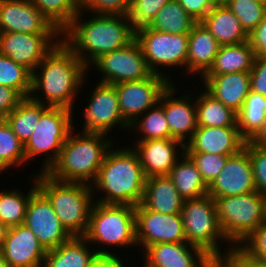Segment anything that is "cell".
I'll return each mask as SVG.
<instances>
[{
  "instance_id": "obj_1",
  "label": "cell",
  "mask_w": 266,
  "mask_h": 267,
  "mask_svg": "<svg viewBox=\"0 0 266 267\" xmlns=\"http://www.w3.org/2000/svg\"><path fill=\"white\" fill-rule=\"evenodd\" d=\"M88 73L84 63L60 40L32 72L29 98L75 111L74 102L89 79Z\"/></svg>"
},
{
  "instance_id": "obj_2",
  "label": "cell",
  "mask_w": 266,
  "mask_h": 267,
  "mask_svg": "<svg viewBox=\"0 0 266 267\" xmlns=\"http://www.w3.org/2000/svg\"><path fill=\"white\" fill-rule=\"evenodd\" d=\"M84 11L61 33V40L91 70L90 65L101 55L127 46L135 39L128 16L88 14ZM85 18V19H84Z\"/></svg>"
},
{
  "instance_id": "obj_3",
  "label": "cell",
  "mask_w": 266,
  "mask_h": 267,
  "mask_svg": "<svg viewBox=\"0 0 266 267\" xmlns=\"http://www.w3.org/2000/svg\"><path fill=\"white\" fill-rule=\"evenodd\" d=\"M129 146L120 148L113 144L106 153L97 178L91 184L94 198H97L95 197L97 192L105 195L95 199V202L131 206L141 203L146 176L138 155L131 144Z\"/></svg>"
},
{
  "instance_id": "obj_4",
  "label": "cell",
  "mask_w": 266,
  "mask_h": 267,
  "mask_svg": "<svg viewBox=\"0 0 266 267\" xmlns=\"http://www.w3.org/2000/svg\"><path fill=\"white\" fill-rule=\"evenodd\" d=\"M71 131L56 163L47 172L58 181L91 185L97 178L108 150L116 142L111 134ZM112 138V139H111Z\"/></svg>"
},
{
  "instance_id": "obj_5",
  "label": "cell",
  "mask_w": 266,
  "mask_h": 267,
  "mask_svg": "<svg viewBox=\"0 0 266 267\" xmlns=\"http://www.w3.org/2000/svg\"><path fill=\"white\" fill-rule=\"evenodd\" d=\"M37 188L48 198L60 223L72 236H83L88 228L90 213L95 203L91 185L64 182L47 173H36Z\"/></svg>"
},
{
  "instance_id": "obj_6",
  "label": "cell",
  "mask_w": 266,
  "mask_h": 267,
  "mask_svg": "<svg viewBox=\"0 0 266 267\" xmlns=\"http://www.w3.org/2000/svg\"><path fill=\"white\" fill-rule=\"evenodd\" d=\"M83 237L90 245L94 244L97 254L117 255L110 250L115 246L116 249L137 247L135 206L95 202Z\"/></svg>"
},
{
  "instance_id": "obj_7",
  "label": "cell",
  "mask_w": 266,
  "mask_h": 267,
  "mask_svg": "<svg viewBox=\"0 0 266 267\" xmlns=\"http://www.w3.org/2000/svg\"><path fill=\"white\" fill-rule=\"evenodd\" d=\"M214 201L222 233L232 246L239 245L266 222V197L257 191Z\"/></svg>"
},
{
  "instance_id": "obj_8",
  "label": "cell",
  "mask_w": 266,
  "mask_h": 267,
  "mask_svg": "<svg viewBox=\"0 0 266 267\" xmlns=\"http://www.w3.org/2000/svg\"><path fill=\"white\" fill-rule=\"evenodd\" d=\"M180 215L187 243L202 249L215 262L232 246L222 233L215 201L210 195L185 199ZM220 243L229 246L222 250Z\"/></svg>"
},
{
  "instance_id": "obj_9",
  "label": "cell",
  "mask_w": 266,
  "mask_h": 267,
  "mask_svg": "<svg viewBox=\"0 0 266 267\" xmlns=\"http://www.w3.org/2000/svg\"><path fill=\"white\" fill-rule=\"evenodd\" d=\"M72 110L63 107H48L39 118L29 140L24 144L26 163L36 157H43L39 173H47L56 163L61 149L75 126Z\"/></svg>"
},
{
  "instance_id": "obj_10",
  "label": "cell",
  "mask_w": 266,
  "mask_h": 267,
  "mask_svg": "<svg viewBox=\"0 0 266 267\" xmlns=\"http://www.w3.org/2000/svg\"><path fill=\"white\" fill-rule=\"evenodd\" d=\"M135 40L139 44L152 74L164 77L170 83H175L171 74L169 77L166 71L172 67L175 68L174 70L177 68L178 71V67H180V69L184 68L186 72L189 34H170L150 29L147 26L135 31Z\"/></svg>"
},
{
  "instance_id": "obj_11",
  "label": "cell",
  "mask_w": 266,
  "mask_h": 267,
  "mask_svg": "<svg viewBox=\"0 0 266 267\" xmlns=\"http://www.w3.org/2000/svg\"><path fill=\"white\" fill-rule=\"evenodd\" d=\"M90 67L102 74L100 83L112 85L143 80L152 74L135 39L125 47L101 55Z\"/></svg>"
},
{
  "instance_id": "obj_12",
  "label": "cell",
  "mask_w": 266,
  "mask_h": 267,
  "mask_svg": "<svg viewBox=\"0 0 266 267\" xmlns=\"http://www.w3.org/2000/svg\"><path fill=\"white\" fill-rule=\"evenodd\" d=\"M96 85L94 90H91V95H87L90 97L86 110H83L84 123L80 131L109 135L114 132V128L119 127L118 129L128 132L130 126L124 121L120 112L115 86L100 82Z\"/></svg>"
},
{
  "instance_id": "obj_13",
  "label": "cell",
  "mask_w": 266,
  "mask_h": 267,
  "mask_svg": "<svg viewBox=\"0 0 266 267\" xmlns=\"http://www.w3.org/2000/svg\"><path fill=\"white\" fill-rule=\"evenodd\" d=\"M135 226L141 252L158 243H187L180 214H163L139 204L135 206Z\"/></svg>"
},
{
  "instance_id": "obj_14",
  "label": "cell",
  "mask_w": 266,
  "mask_h": 267,
  "mask_svg": "<svg viewBox=\"0 0 266 267\" xmlns=\"http://www.w3.org/2000/svg\"><path fill=\"white\" fill-rule=\"evenodd\" d=\"M170 82L156 74L139 81L115 84L119 108L124 121L130 126L141 115L154 107Z\"/></svg>"
},
{
  "instance_id": "obj_15",
  "label": "cell",
  "mask_w": 266,
  "mask_h": 267,
  "mask_svg": "<svg viewBox=\"0 0 266 267\" xmlns=\"http://www.w3.org/2000/svg\"><path fill=\"white\" fill-rule=\"evenodd\" d=\"M24 224L46 251L57 248L72 237L60 223L48 198L39 189L30 196Z\"/></svg>"
},
{
  "instance_id": "obj_16",
  "label": "cell",
  "mask_w": 266,
  "mask_h": 267,
  "mask_svg": "<svg viewBox=\"0 0 266 267\" xmlns=\"http://www.w3.org/2000/svg\"><path fill=\"white\" fill-rule=\"evenodd\" d=\"M60 40L61 34L0 32V54L32 73Z\"/></svg>"
},
{
  "instance_id": "obj_17",
  "label": "cell",
  "mask_w": 266,
  "mask_h": 267,
  "mask_svg": "<svg viewBox=\"0 0 266 267\" xmlns=\"http://www.w3.org/2000/svg\"><path fill=\"white\" fill-rule=\"evenodd\" d=\"M257 191L253 166L249 156V141L237 154L227 158L224 168L208 187V195L213 199Z\"/></svg>"
},
{
  "instance_id": "obj_18",
  "label": "cell",
  "mask_w": 266,
  "mask_h": 267,
  "mask_svg": "<svg viewBox=\"0 0 266 267\" xmlns=\"http://www.w3.org/2000/svg\"><path fill=\"white\" fill-rule=\"evenodd\" d=\"M177 87L176 83H170L161 94L158 103L163 107L170 129V139L179 140L185 145L198 127L196 104L192 91L188 90L184 95H180Z\"/></svg>"
},
{
  "instance_id": "obj_19",
  "label": "cell",
  "mask_w": 266,
  "mask_h": 267,
  "mask_svg": "<svg viewBox=\"0 0 266 267\" xmlns=\"http://www.w3.org/2000/svg\"><path fill=\"white\" fill-rule=\"evenodd\" d=\"M142 254V267H216L202 249L188 243L153 244Z\"/></svg>"
},
{
  "instance_id": "obj_20",
  "label": "cell",
  "mask_w": 266,
  "mask_h": 267,
  "mask_svg": "<svg viewBox=\"0 0 266 267\" xmlns=\"http://www.w3.org/2000/svg\"><path fill=\"white\" fill-rule=\"evenodd\" d=\"M0 32L61 34L30 0H0Z\"/></svg>"
},
{
  "instance_id": "obj_21",
  "label": "cell",
  "mask_w": 266,
  "mask_h": 267,
  "mask_svg": "<svg viewBox=\"0 0 266 267\" xmlns=\"http://www.w3.org/2000/svg\"><path fill=\"white\" fill-rule=\"evenodd\" d=\"M132 145L146 178L169 175L179 156L185 154V145L176 139L134 141Z\"/></svg>"
},
{
  "instance_id": "obj_22",
  "label": "cell",
  "mask_w": 266,
  "mask_h": 267,
  "mask_svg": "<svg viewBox=\"0 0 266 267\" xmlns=\"http://www.w3.org/2000/svg\"><path fill=\"white\" fill-rule=\"evenodd\" d=\"M0 250L9 267H43L47 252L25 224L8 228Z\"/></svg>"
},
{
  "instance_id": "obj_23",
  "label": "cell",
  "mask_w": 266,
  "mask_h": 267,
  "mask_svg": "<svg viewBox=\"0 0 266 267\" xmlns=\"http://www.w3.org/2000/svg\"><path fill=\"white\" fill-rule=\"evenodd\" d=\"M246 144L238 127L198 126L185 144V153H209L233 156Z\"/></svg>"
},
{
  "instance_id": "obj_24",
  "label": "cell",
  "mask_w": 266,
  "mask_h": 267,
  "mask_svg": "<svg viewBox=\"0 0 266 267\" xmlns=\"http://www.w3.org/2000/svg\"><path fill=\"white\" fill-rule=\"evenodd\" d=\"M200 81L202 88L235 112L241 109L250 92V72L203 76Z\"/></svg>"
},
{
  "instance_id": "obj_25",
  "label": "cell",
  "mask_w": 266,
  "mask_h": 267,
  "mask_svg": "<svg viewBox=\"0 0 266 267\" xmlns=\"http://www.w3.org/2000/svg\"><path fill=\"white\" fill-rule=\"evenodd\" d=\"M219 48L220 44L214 36L201 22H197L189 33L187 76L193 77L198 74L199 78H202L212 67Z\"/></svg>"
},
{
  "instance_id": "obj_26",
  "label": "cell",
  "mask_w": 266,
  "mask_h": 267,
  "mask_svg": "<svg viewBox=\"0 0 266 267\" xmlns=\"http://www.w3.org/2000/svg\"><path fill=\"white\" fill-rule=\"evenodd\" d=\"M184 198L178 193L168 175L146 178L141 205L163 214H180Z\"/></svg>"
},
{
  "instance_id": "obj_27",
  "label": "cell",
  "mask_w": 266,
  "mask_h": 267,
  "mask_svg": "<svg viewBox=\"0 0 266 267\" xmlns=\"http://www.w3.org/2000/svg\"><path fill=\"white\" fill-rule=\"evenodd\" d=\"M220 46L239 44L249 40L240 20L225 5H215L200 21Z\"/></svg>"
},
{
  "instance_id": "obj_28",
  "label": "cell",
  "mask_w": 266,
  "mask_h": 267,
  "mask_svg": "<svg viewBox=\"0 0 266 267\" xmlns=\"http://www.w3.org/2000/svg\"><path fill=\"white\" fill-rule=\"evenodd\" d=\"M96 255L95 249L83 236H72L46 252L43 267H87Z\"/></svg>"
},
{
  "instance_id": "obj_29",
  "label": "cell",
  "mask_w": 266,
  "mask_h": 267,
  "mask_svg": "<svg viewBox=\"0 0 266 267\" xmlns=\"http://www.w3.org/2000/svg\"><path fill=\"white\" fill-rule=\"evenodd\" d=\"M254 60L255 53L249 41L220 46L212 67L204 76L250 72Z\"/></svg>"
},
{
  "instance_id": "obj_30",
  "label": "cell",
  "mask_w": 266,
  "mask_h": 267,
  "mask_svg": "<svg viewBox=\"0 0 266 267\" xmlns=\"http://www.w3.org/2000/svg\"><path fill=\"white\" fill-rule=\"evenodd\" d=\"M168 176L184 199H197L208 195V186L196 164L186 153L180 156Z\"/></svg>"
},
{
  "instance_id": "obj_31",
  "label": "cell",
  "mask_w": 266,
  "mask_h": 267,
  "mask_svg": "<svg viewBox=\"0 0 266 267\" xmlns=\"http://www.w3.org/2000/svg\"><path fill=\"white\" fill-rule=\"evenodd\" d=\"M195 95L196 116L198 126L238 127L237 112L216 100L204 88Z\"/></svg>"
},
{
  "instance_id": "obj_32",
  "label": "cell",
  "mask_w": 266,
  "mask_h": 267,
  "mask_svg": "<svg viewBox=\"0 0 266 267\" xmlns=\"http://www.w3.org/2000/svg\"><path fill=\"white\" fill-rule=\"evenodd\" d=\"M49 106L24 98L16 108L4 117L14 134L25 144L37 127L40 115Z\"/></svg>"
},
{
  "instance_id": "obj_33",
  "label": "cell",
  "mask_w": 266,
  "mask_h": 267,
  "mask_svg": "<svg viewBox=\"0 0 266 267\" xmlns=\"http://www.w3.org/2000/svg\"><path fill=\"white\" fill-rule=\"evenodd\" d=\"M196 23L186 13L178 0H170L158 12L148 27L170 34H189Z\"/></svg>"
},
{
  "instance_id": "obj_34",
  "label": "cell",
  "mask_w": 266,
  "mask_h": 267,
  "mask_svg": "<svg viewBox=\"0 0 266 267\" xmlns=\"http://www.w3.org/2000/svg\"><path fill=\"white\" fill-rule=\"evenodd\" d=\"M266 118V96L250 90L244 104L237 112L240 135L249 141L262 127Z\"/></svg>"
},
{
  "instance_id": "obj_35",
  "label": "cell",
  "mask_w": 266,
  "mask_h": 267,
  "mask_svg": "<svg viewBox=\"0 0 266 267\" xmlns=\"http://www.w3.org/2000/svg\"><path fill=\"white\" fill-rule=\"evenodd\" d=\"M33 176L31 178L33 184L25 195L19 188L0 191V221L8 228L24 224L30 196L38 189L35 175Z\"/></svg>"
},
{
  "instance_id": "obj_36",
  "label": "cell",
  "mask_w": 266,
  "mask_h": 267,
  "mask_svg": "<svg viewBox=\"0 0 266 267\" xmlns=\"http://www.w3.org/2000/svg\"><path fill=\"white\" fill-rule=\"evenodd\" d=\"M138 131L135 141L170 139V129L163 110L157 103L130 125V131Z\"/></svg>"
},
{
  "instance_id": "obj_37",
  "label": "cell",
  "mask_w": 266,
  "mask_h": 267,
  "mask_svg": "<svg viewBox=\"0 0 266 267\" xmlns=\"http://www.w3.org/2000/svg\"><path fill=\"white\" fill-rule=\"evenodd\" d=\"M30 2L62 33L80 12V0H30Z\"/></svg>"
},
{
  "instance_id": "obj_38",
  "label": "cell",
  "mask_w": 266,
  "mask_h": 267,
  "mask_svg": "<svg viewBox=\"0 0 266 267\" xmlns=\"http://www.w3.org/2000/svg\"><path fill=\"white\" fill-rule=\"evenodd\" d=\"M25 163L24 144L3 119L0 122V175L3 171L6 173L11 167H24Z\"/></svg>"
},
{
  "instance_id": "obj_39",
  "label": "cell",
  "mask_w": 266,
  "mask_h": 267,
  "mask_svg": "<svg viewBox=\"0 0 266 267\" xmlns=\"http://www.w3.org/2000/svg\"><path fill=\"white\" fill-rule=\"evenodd\" d=\"M32 73L8 56L0 54V85L16 90L23 98H29Z\"/></svg>"
},
{
  "instance_id": "obj_40",
  "label": "cell",
  "mask_w": 266,
  "mask_h": 267,
  "mask_svg": "<svg viewBox=\"0 0 266 267\" xmlns=\"http://www.w3.org/2000/svg\"><path fill=\"white\" fill-rule=\"evenodd\" d=\"M225 6L240 20L248 34L258 26L266 13V4L253 0H230Z\"/></svg>"
},
{
  "instance_id": "obj_41",
  "label": "cell",
  "mask_w": 266,
  "mask_h": 267,
  "mask_svg": "<svg viewBox=\"0 0 266 267\" xmlns=\"http://www.w3.org/2000/svg\"><path fill=\"white\" fill-rule=\"evenodd\" d=\"M170 0H131L129 22L136 31L150 25L154 17Z\"/></svg>"
},
{
  "instance_id": "obj_42",
  "label": "cell",
  "mask_w": 266,
  "mask_h": 267,
  "mask_svg": "<svg viewBox=\"0 0 266 267\" xmlns=\"http://www.w3.org/2000/svg\"><path fill=\"white\" fill-rule=\"evenodd\" d=\"M196 164L203 181L209 187L224 168L229 156L209 153H186Z\"/></svg>"
},
{
  "instance_id": "obj_43",
  "label": "cell",
  "mask_w": 266,
  "mask_h": 267,
  "mask_svg": "<svg viewBox=\"0 0 266 267\" xmlns=\"http://www.w3.org/2000/svg\"><path fill=\"white\" fill-rule=\"evenodd\" d=\"M131 0H80V9L92 14L127 16Z\"/></svg>"
},
{
  "instance_id": "obj_44",
  "label": "cell",
  "mask_w": 266,
  "mask_h": 267,
  "mask_svg": "<svg viewBox=\"0 0 266 267\" xmlns=\"http://www.w3.org/2000/svg\"><path fill=\"white\" fill-rule=\"evenodd\" d=\"M216 267H266V261L253 258L239 245H234L216 261Z\"/></svg>"
},
{
  "instance_id": "obj_45",
  "label": "cell",
  "mask_w": 266,
  "mask_h": 267,
  "mask_svg": "<svg viewBox=\"0 0 266 267\" xmlns=\"http://www.w3.org/2000/svg\"><path fill=\"white\" fill-rule=\"evenodd\" d=\"M249 156L253 166L257 192L266 197V146L249 142Z\"/></svg>"
},
{
  "instance_id": "obj_46",
  "label": "cell",
  "mask_w": 266,
  "mask_h": 267,
  "mask_svg": "<svg viewBox=\"0 0 266 267\" xmlns=\"http://www.w3.org/2000/svg\"><path fill=\"white\" fill-rule=\"evenodd\" d=\"M239 246L253 258L266 261V222L252 232Z\"/></svg>"
},
{
  "instance_id": "obj_47",
  "label": "cell",
  "mask_w": 266,
  "mask_h": 267,
  "mask_svg": "<svg viewBox=\"0 0 266 267\" xmlns=\"http://www.w3.org/2000/svg\"><path fill=\"white\" fill-rule=\"evenodd\" d=\"M250 90L266 96V57L255 56L250 71Z\"/></svg>"
},
{
  "instance_id": "obj_48",
  "label": "cell",
  "mask_w": 266,
  "mask_h": 267,
  "mask_svg": "<svg viewBox=\"0 0 266 267\" xmlns=\"http://www.w3.org/2000/svg\"><path fill=\"white\" fill-rule=\"evenodd\" d=\"M186 13L200 22L215 6L213 0H178Z\"/></svg>"
},
{
  "instance_id": "obj_49",
  "label": "cell",
  "mask_w": 266,
  "mask_h": 267,
  "mask_svg": "<svg viewBox=\"0 0 266 267\" xmlns=\"http://www.w3.org/2000/svg\"><path fill=\"white\" fill-rule=\"evenodd\" d=\"M249 43L255 56L266 57V13L258 26L249 33Z\"/></svg>"
},
{
  "instance_id": "obj_50",
  "label": "cell",
  "mask_w": 266,
  "mask_h": 267,
  "mask_svg": "<svg viewBox=\"0 0 266 267\" xmlns=\"http://www.w3.org/2000/svg\"><path fill=\"white\" fill-rule=\"evenodd\" d=\"M23 99L24 98L13 88L0 85V115L4 118L16 108Z\"/></svg>"
},
{
  "instance_id": "obj_51",
  "label": "cell",
  "mask_w": 266,
  "mask_h": 267,
  "mask_svg": "<svg viewBox=\"0 0 266 267\" xmlns=\"http://www.w3.org/2000/svg\"><path fill=\"white\" fill-rule=\"evenodd\" d=\"M123 256L120 255H103L97 254L92 261L87 265V267H128ZM121 258V259H120Z\"/></svg>"
},
{
  "instance_id": "obj_52",
  "label": "cell",
  "mask_w": 266,
  "mask_h": 267,
  "mask_svg": "<svg viewBox=\"0 0 266 267\" xmlns=\"http://www.w3.org/2000/svg\"><path fill=\"white\" fill-rule=\"evenodd\" d=\"M249 142L255 145L266 146V118L263 121L262 127Z\"/></svg>"
},
{
  "instance_id": "obj_53",
  "label": "cell",
  "mask_w": 266,
  "mask_h": 267,
  "mask_svg": "<svg viewBox=\"0 0 266 267\" xmlns=\"http://www.w3.org/2000/svg\"><path fill=\"white\" fill-rule=\"evenodd\" d=\"M8 227L0 221V249L6 236Z\"/></svg>"
},
{
  "instance_id": "obj_54",
  "label": "cell",
  "mask_w": 266,
  "mask_h": 267,
  "mask_svg": "<svg viewBox=\"0 0 266 267\" xmlns=\"http://www.w3.org/2000/svg\"><path fill=\"white\" fill-rule=\"evenodd\" d=\"M0 267H9L6 260L4 259V256L0 250Z\"/></svg>"
},
{
  "instance_id": "obj_55",
  "label": "cell",
  "mask_w": 266,
  "mask_h": 267,
  "mask_svg": "<svg viewBox=\"0 0 266 267\" xmlns=\"http://www.w3.org/2000/svg\"><path fill=\"white\" fill-rule=\"evenodd\" d=\"M230 0H213L215 5H226Z\"/></svg>"
},
{
  "instance_id": "obj_56",
  "label": "cell",
  "mask_w": 266,
  "mask_h": 267,
  "mask_svg": "<svg viewBox=\"0 0 266 267\" xmlns=\"http://www.w3.org/2000/svg\"><path fill=\"white\" fill-rule=\"evenodd\" d=\"M253 1H256V2H259V3H262V4H266V0H253Z\"/></svg>"
},
{
  "instance_id": "obj_57",
  "label": "cell",
  "mask_w": 266,
  "mask_h": 267,
  "mask_svg": "<svg viewBox=\"0 0 266 267\" xmlns=\"http://www.w3.org/2000/svg\"><path fill=\"white\" fill-rule=\"evenodd\" d=\"M4 118L0 115V122L3 120Z\"/></svg>"
}]
</instances>
